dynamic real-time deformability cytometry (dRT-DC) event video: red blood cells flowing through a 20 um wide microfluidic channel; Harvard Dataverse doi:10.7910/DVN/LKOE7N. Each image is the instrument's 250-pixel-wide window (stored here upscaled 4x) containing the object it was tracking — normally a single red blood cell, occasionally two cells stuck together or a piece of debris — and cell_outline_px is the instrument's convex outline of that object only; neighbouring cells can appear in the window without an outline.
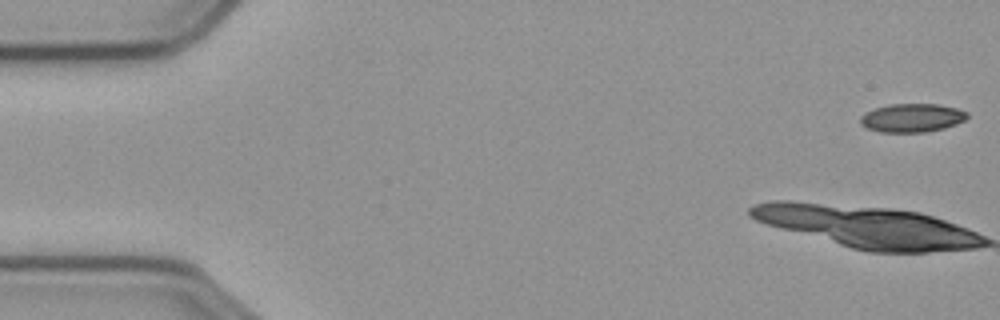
{"species": "common noctule bat (a hibernating species)", "species_latin": "Nyctalus noctula", "temperature_condition": "cold", "stored_images_in_passage": 10, "camera_frame_rate_fps": 3000, "um_per_image_px": 0.085, "animal": {"sex": "male", "body_mass_g": 23.1, "forearm_length_mm": 52.7}, "frame": {"image": 1, "passage_image": 1, "time_ms": 0.0, "image_size_px": [1000, 320], "cell_outline_px": [[968, 116], [964, 120], [956, 124], [944, 128], [924, 132], [880, 132], [868, 128], [860, 124], [860, 116], [864, 112], [888, 104], [936, 104], [956, 108], [968, 112]], "centroid_in_image_um": [77.5, 10.01], "position_along_channel_um": 7.5, "area_um2": 17.74}}